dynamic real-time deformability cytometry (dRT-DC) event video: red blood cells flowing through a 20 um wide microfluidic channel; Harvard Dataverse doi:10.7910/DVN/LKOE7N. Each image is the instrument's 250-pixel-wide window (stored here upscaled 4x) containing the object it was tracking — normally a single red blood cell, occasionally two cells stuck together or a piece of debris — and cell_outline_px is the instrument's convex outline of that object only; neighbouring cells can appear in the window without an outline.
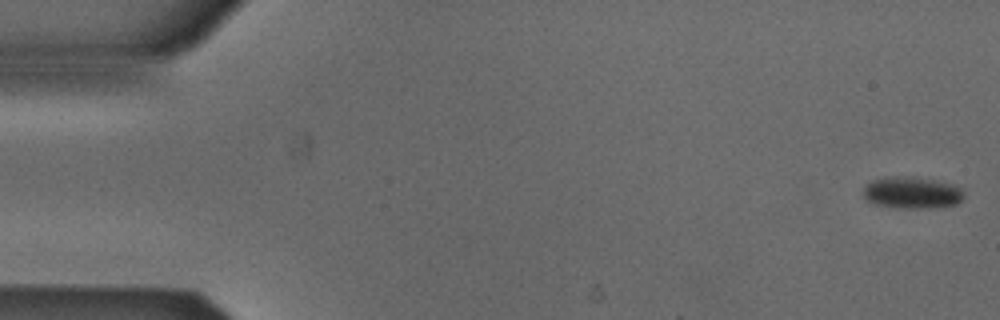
{"species": "Egyptian fruit bat (a non-hibernating species)", "species_latin": "Rousettus aegyptiacus", "temperature_condition": "cold", "stored_images_in_passage": 49, "camera_frame_rate_fps": 3000, "um_per_image_px": 0.085, "animal": {"sex": "male"}, "frame": {"image": 1, "passage_image": 1, "time_ms": 0.0, "image_size_px": [1000, 320], "cell_outline_px": [[964, 196], [956, 204], [928, 208], [904, 208], [876, 204], [868, 200], [864, 196], [864, 188], [872, 180], [888, 176], [912, 176], [936, 180], [952, 184], [960, 188], [964, 192]], "centroid_in_image_um": [77.53, 16.36], "position_along_channel_um": 7.5, "area_um2": 18.5}}
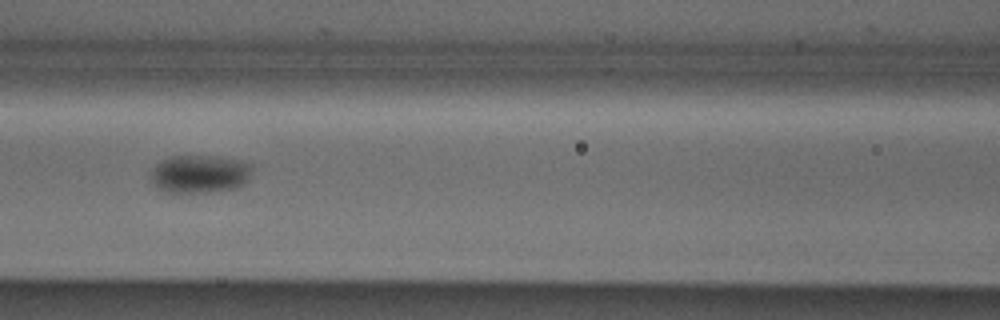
{"frame": {"image": 2, "passage_image": 23, "time_ms": 7.333, "image_size_px": [1000, 320], "cell_outline_px": [[252, 168], [244, 184], [236, 188], [208, 192], [164, 192], [156, 188], [152, 180], [152, 168], [160, 160], [168, 156], [220, 156], [240, 160], [252, 164]], "centroid_in_image_um": [16.96, 14.77], "position_along_channel_um": 149.6, "area_um2": 22.6}}
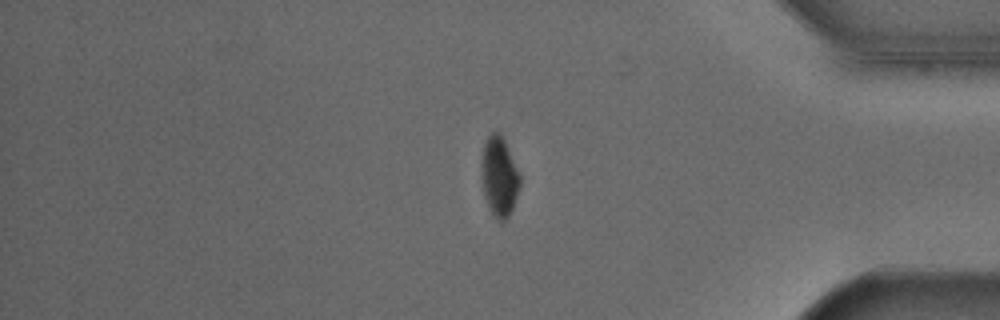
{"frame": {"image": 3, "passage_image": 44, "time_ms": 14.333, "image_size_px": [1000, 320], "cell_outline_px": [[520, 184], [512, 208], [508, 216], [504, 220], [500, 220], [492, 212], [484, 196], [480, 164], [484, 144], [488, 136], [492, 132], [500, 132], [504, 140], [520, 176]], "centroid_in_image_um": [42.41, 14.96], "position_along_channel_um": 392.8, "area_um2": 17.4}}